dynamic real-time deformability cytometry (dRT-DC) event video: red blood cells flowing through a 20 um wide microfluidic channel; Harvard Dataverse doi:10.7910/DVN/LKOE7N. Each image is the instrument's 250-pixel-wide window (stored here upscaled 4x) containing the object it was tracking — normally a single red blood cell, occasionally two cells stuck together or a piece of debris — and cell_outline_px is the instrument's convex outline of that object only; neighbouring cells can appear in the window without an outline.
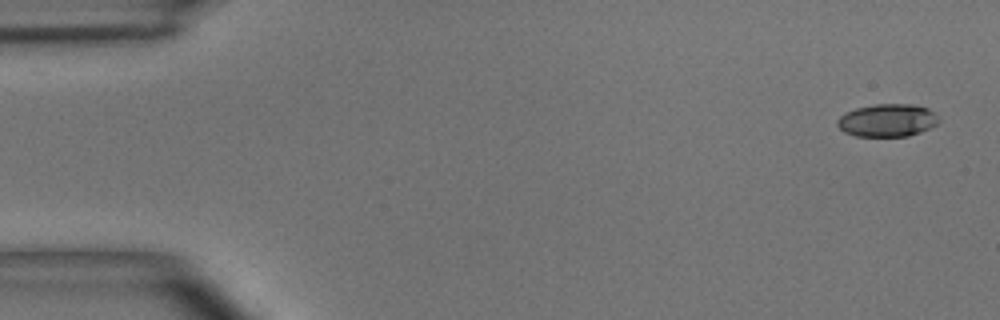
{"species": "common noctule bat (a hibernating species)", "species_latin": "Nyctalus noctula", "temperature_condition": "room temperature", "stored_images_in_passage": 7, "camera_frame_rate_fps": 3000, "um_per_image_px": 0.085, "animal": {"sex": "male", "body_mass_g": 15.6}, "frame": {"image": 1, "passage_image": 1, "time_ms": 0.0, "image_size_px": [1000, 320], "cell_outline_px": [[940, 120], [936, 124], [920, 132], [908, 136], [856, 136], [844, 132], [836, 124], [836, 120], [844, 112], [856, 108], [876, 104], [912, 104], [928, 108], [936, 112]], "centroid_in_image_um": [75.42, 10.22], "position_along_channel_um": 9.6, "area_um2": 19.48}}
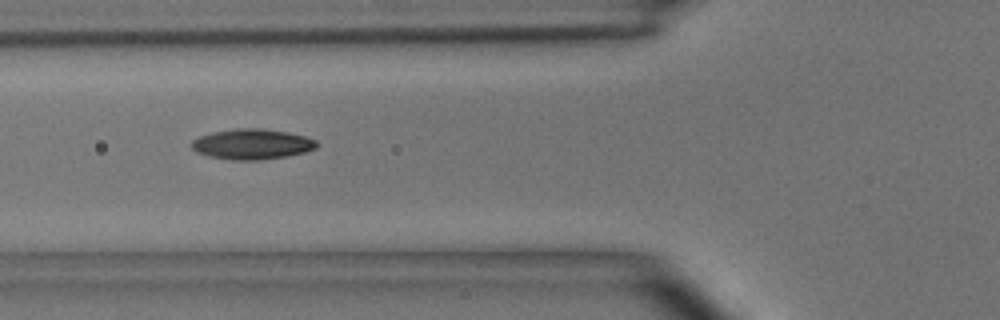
{"frame": {"image": 2, "passage_image": 6, "time_ms": 5.667, "image_size_px": [1000, 320], "cell_outline_px": [[320, 144], [316, 148], [304, 152], [284, 156], [260, 160], [232, 160], [208, 156], [196, 152], [192, 148], [192, 140], [200, 136], [212, 132], [236, 128], [260, 128], [288, 132], [304, 136], [316, 140]], "centroid_in_image_um": [21.42, 12.25], "position_along_channel_um": 104.4, "area_um2": 22.14}}